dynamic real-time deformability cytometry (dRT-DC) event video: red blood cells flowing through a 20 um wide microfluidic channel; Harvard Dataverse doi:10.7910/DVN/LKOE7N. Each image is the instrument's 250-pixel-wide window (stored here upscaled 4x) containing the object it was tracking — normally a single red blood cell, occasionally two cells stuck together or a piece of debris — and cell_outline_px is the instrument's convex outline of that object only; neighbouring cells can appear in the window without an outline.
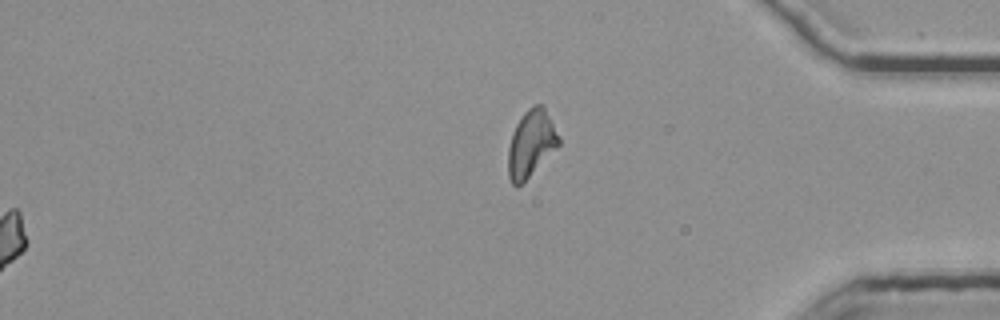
{"species": "common noctule bat (a hibernating species)", "species_latin": "Nyctalus noctula", "temperature_condition": "room temperature", "stored_images_in_passage": 51, "segment_of_instrument_passage": [2, 2], "camera_frame_rate_fps": 3000, "um_per_image_px": 0.085, "animal": {"sex": "female", "body_mass_g": 25.1}, "frame": {"image": 1, "passage_image": 51, "time_ms": 16.667, "image_size_px": [1000, 320], "cell_outline_px": [[560, 144], [520, 184], [512, 184], [508, 176], [508, 148], [512, 132], [520, 116], [528, 108], [536, 104], [544, 104], [560, 140]], "centroid_in_image_um": [45.12, 12.14], "position_along_channel_um": 390.1, "area_um2": 19.31}}